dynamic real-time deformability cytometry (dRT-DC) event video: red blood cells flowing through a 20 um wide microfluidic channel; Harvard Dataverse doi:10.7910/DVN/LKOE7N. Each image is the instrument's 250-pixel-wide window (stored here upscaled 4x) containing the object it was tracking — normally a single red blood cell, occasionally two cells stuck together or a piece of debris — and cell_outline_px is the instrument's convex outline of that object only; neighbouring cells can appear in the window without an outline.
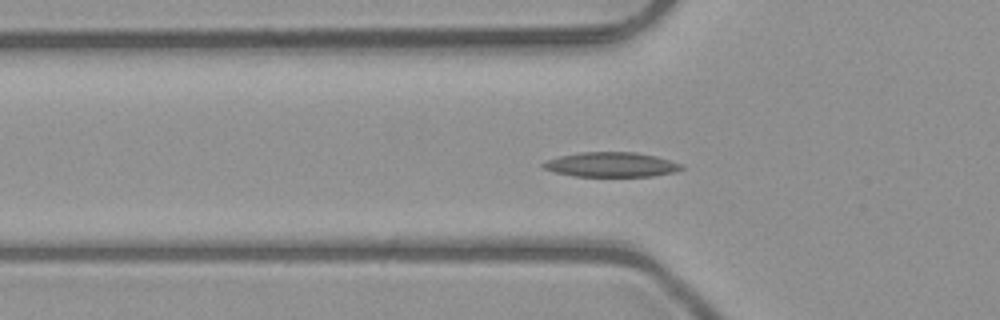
{"species": "common noctule bat (a hibernating species)", "species_latin": "Nyctalus noctula", "temperature_condition": "room temperature", "stored_images_in_passage": 45, "camera_frame_rate_fps": 3000, "um_per_image_px": 0.085, "animal": {"sex": "male", "body_mass_g": 23.1, "forearm_length_mm": 52.7}, "frame": {"image": 1, "passage_image": 17, "time_ms": 5.333, "image_size_px": [1000, 320], "cell_outline_px": [[684, 168], [676, 172], [652, 176], [572, 176], [552, 172], [544, 168], [540, 164], [548, 160], [560, 156], [580, 152], [636, 152], [656, 156], [684, 164]], "centroid_in_image_um": [51.98, 13.99], "position_along_channel_um": 73.8, "area_um2": 20.06}}
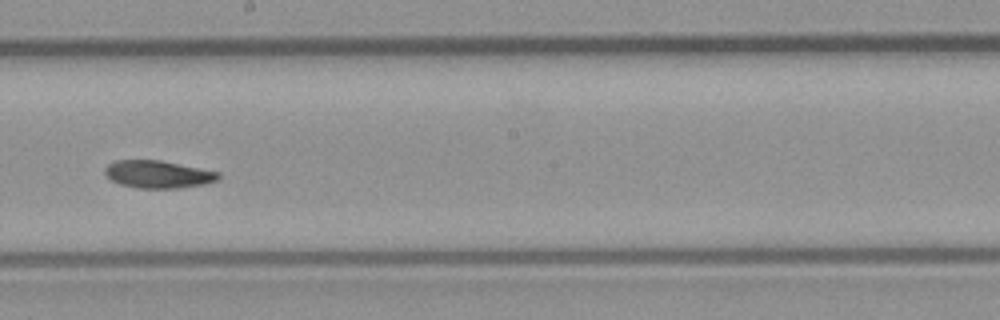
{"frame": {"image": 2, "passage_image": 29, "time_ms": 9.333, "image_size_px": [1000, 320], "cell_outline_px": [[220, 176], [216, 180], [204, 184], [180, 188], [136, 188], [120, 184], [112, 180], [104, 172], [104, 168], [108, 164], [116, 160], [160, 160], [220, 172]], "centroid_in_image_um": [13.42, 14.81], "position_along_channel_um": 234.8, "area_um2": 18.15}}
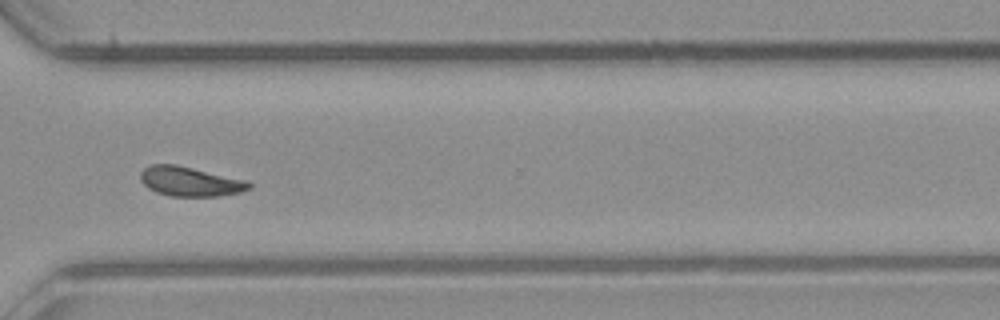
{"frame": {"image": 3, "passage_image": 38, "time_ms": 12.333, "image_size_px": [1000, 320], "cell_outline_px": [[252, 188], [240, 192], [220, 196], [168, 196], [156, 192], [148, 188], [140, 180], [140, 172], [148, 164], [176, 164], [248, 180], [252, 184]], "centroid_in_image_um": [16.16, 15.42], "position_along_channel_um": 354.4, "area_um2": 18.96}, "authors_computed_cell_mechanics": {"area_um2": 18.785, "velocity_mm_per_s": 3.9995, "shape_relaxation_time_tau1_ms": 10.3213, "shape_relaxation_time_tau2_ms": null, "deformation_change_tau1": 0.2213, "deformation_change_tau2": null}}